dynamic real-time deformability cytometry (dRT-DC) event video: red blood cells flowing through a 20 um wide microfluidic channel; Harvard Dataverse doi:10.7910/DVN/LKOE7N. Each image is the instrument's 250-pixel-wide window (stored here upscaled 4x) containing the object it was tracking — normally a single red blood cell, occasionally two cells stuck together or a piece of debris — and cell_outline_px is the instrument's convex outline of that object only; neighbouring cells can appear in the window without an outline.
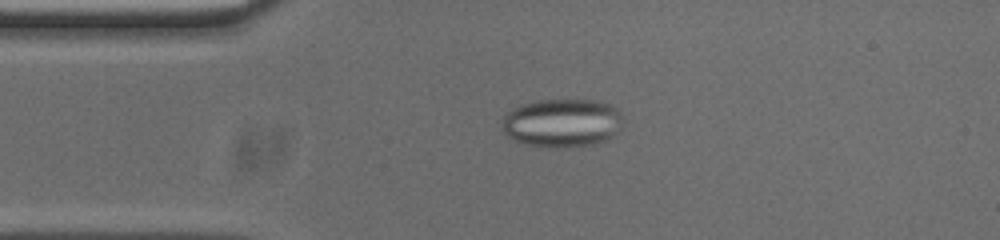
{"species": "common noctule bat (a hibernating species)", "species_latin": "Nyctalus noctula", "temperature_condition": "cold", "stored_images_in_passage": 53, "camera_frame_rate_fps": 3000, "um_per_image_px": 0.085, "animal": {"sex": "male", "body_mass_g": 20.0, "forearm_length_mm": 53.3}, "frame": {"image": 1, "passage_image": 7, "time_ms": 2.0, "image_size_px": [1000, 240], "cell_outline_px": [[620, 116], [612, 132], [604, 140], [592, 144], [556, 148], [528, 144], [516, 140], [508, 136], [504, 132], [500, 124], [504, 116], [508, 112], [520, 104], [540, 100], [592, 100], [608, 104]], "centroid_in_image_um": [47.63, 10.44], "position_along_channel_um": 37.4, "area_um2": 32.95}}